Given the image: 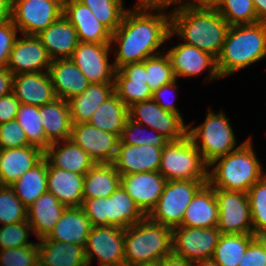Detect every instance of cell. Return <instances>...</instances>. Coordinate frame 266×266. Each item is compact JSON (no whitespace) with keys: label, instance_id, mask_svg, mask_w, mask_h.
Here are the masks:
<instances>
[{"label":"cell","instance_id":"6da1fadb","mask_svg":"<svg viewBox=\"0 0 266 266\" xmlns=\"http://www.w3.org/2000/svg\"><path fill=\"white\" fill-rule=\"evenodd\" d=\"M166 9L165 7L126 9L120 26L112 33L110 42L111 45L116 44V49H112L117 52L113 62L116 70L125 64L142 62L151 56L163 53L158 52L159 48L174 35L170 31V11L163 12Z\"/></svg>","mask_w":266,"mask_h":266},{"label":"cell","instance_id":"7a4b0ae2","mask_svg":"<svg viewBox=\"0 0 266 266\" xmlns=\"http://www.w3.org/2000/svg\"><path fill=\"white\" fill-rule=\"evenodd\" d=\"M176 7L170 12V31L183 43L217 58L230 26L227 21L217 10Z\"/></svg>","mask_w":266,"mask_h":266},{"label":"cell","instance_id":"3957f363","mask_svg":"<svg viewBox=\"0 0 266 266\" xmlns=\"http://www.w3.org/2000/svg\"><path fill=\"white\" fill-rule=\"evenodd\" d=\"M266 57V22L230 25L216 58L222 78L249 67Z\"/></svg>","mask_w":266,"mask_h":266},{"label":"cell","instance_id":"277c9868","mask_svg":"<svg viewBox=\"0 0 266 266\" xmlns=\"http://www.w3.org/2000/svg\"><path fill=\"white\" fill-rule=\"evenodd\" d=\"M252 143L251 138L245 140L239 148L208 166V183L213 188L247 193L266 174Z\"/></svg>","mask_w":266,"mask_h":266},{"label":"cell","instance_id":"5b68a950","mask_svg":"<svg viewBox=\"0 0 266 266\" xmlns=\"http://www.w3.org/2000/svg\"><path fill=\"white\" fill-rule=\"evenodd\" d=\"M172 230L152 221L148 216L127 227L124 236L125 266L160 262L171 254Z\"/></svg>","mask_w":266,"mask_h":266},{"label":"cell","instance_id":"8992f818","mask_svg":"<svg viewBox=\"0 0 266 266\" xmlns=\"http://www.w3.org/2000/svg\"><path fill=\"white\" fill-rule=\"evenodd\" d=\"M192 125L193 123L188 124L187 135L197 147L207 166L244 143L236 146L234 131L223 111L216 113L210 108L202 124L197 127Z\"/></svg>","mask_w":266,"mask_h":266},{"label":"cell","instance_id":"52a82bcc","mask_svg":"<svg viewBox=\"0 0 266 266\" xmlns=\"http://www.w3.org/2000/svg\"><path fill=\"white\" fill-rule=\"evenodd\" d=\"M81 208L92 226L126 229L146 217L121 185L107 198L83 199Z\"/></svg>","mask_w":266,"mask_h":266},{"label":"cell","instance_id":"ba28073f","mask_svg":"<svg viewBox=\"0 0 266 266\" xmlns=\"http://www.w3.org/2000/svg\"><path fill=\"white\" fill-rule=\"evenodd\" d=\"M158 172L167 181L208 180V166L188 135L163 148Z\"/></svg>","mask_w":266,"mask_h":266},{"label":"cell","instance_id":"9c48e42d","mask_svg":"<svg viewBox=\"0 0 266 266\" xmlns=\"http://www.w3.org/2000/svg\"><path fill=\"white\" fill-rule=\"evenodd\" d=\"M206 183L208 180L167 181L157 205L148 217L172 229L180 226L193 196Z\"/></svg>","mask_w":266,"mask_h":266},{"label":"cell","instance_id":"30bf717a","mask_svg":"<svg viewBox=\"0 0 266 266\" xmlns=\"http://www.w3.org/2000/svg\"><path fill=\"white\" fill-rule=\"evenodd\" d=\"M63 14V0H12V21L20 34L39 35Z\"/></svg>","mask_w":266,"mask_h":266},{"label":"cell","instance_id":"8fae6325","mask_svg":"<svg viewBox=\"0 0 266 266\" xmlns=\"http://www.w3.org/2000/svg\"><path fill=\"white\" fill-rule=\"evenodd\" d=\"M218 203L217 228L221 234H253L247 193L214 188Z\"/></svg>","mask_w":266,"mask_h":266},{"label":"cell","instance_id":"7c38bea8","mask_svg":"<svg viewBox=\"0 0 266 266\" xmlns=\"http://www.w3.org/2000/svg\"><path fill=\"white\" fill-rule=\"evenodd\" d=\"M124 236V228L92 226L84 248L87 264L97 257L99 266H125Z\"/></svg>","mask_w":266,"mask_h":266},{"label":"cell","instance_id":"4fadbf2b","mask_svg":"<svg viewBox=\"0 0 266 266\" xmlns=\"http://www.w3.org/2000/svg\"><path fill=\"white\" fill-rule=\"evenodd\" d=\"M220 234L217 227H175L172 230V253L191 262L211 259Z\"/></svg>","mask_w":266,"mask_h":266},{"label":"cell","instance_id":"5bb4252c","mask_svg":"<svg viewBox=\"0 0 266 266\" xmlns=\"http://www.w3.org/2000/svg\"><path fill=\"white\" fill-rule=\"evenodd\" d=\"M129 117L164 135L170 141L181 140L187 136L188 125H185L183 117L163 110L153 99L130 106Z\"/></svg>","mask_w":266,"mask_h":266},{"label":"cell","instance_id":"9a60e30c","mask_svg":"<svg viewBox=\"0 0 266 266\" xmlns=\"http://www.w3.org/2000/svg\"><path fill=\"white\" fill-rule=\"evenodd\" d=\"M114 45L79 42L70 59L90 83H114L115 66L109 62Z\"/></svg>","mask_w":266,"mask_h":266},{"label":"cell","instance_id":"2e32d148","mask_svg":"<svg viewBox=\"0 0 266 266\" xmlns=\"http://www.w3.org/2000/svg\"><path fill=\"white\" fill-rule=\"evenodd\" d=\"M70 139L98 163H113L119 144V136L94 127L88 122L73 124Z\"/></svg>","mask_w":266,"mask_h":266},{"label":"cell","instance_id":"e0dca14e","mask_svg":"<svg viewBox=\"0 0 266 266\" xmlns=\"http://www.w3.org/2000/svg\"><path fill=\"white\" fill-rule=\"evenodd\" d=\"M170 59L171 66L175 78L178 77H196L203 71L208 69L206 80L220 79L217 69L216 58L211 54L204 52L195 46L186 43H178V45L170 48L166 53Z\"/></svg>","mask_w":266,"mask_h":266},{"label":"cell","instance_id":"ac0fdd59","mask_svg":"<svg viewBox=\"0 0 266 266\" xmlns=\"http://www.w3.org/2000/svg\"><path fill=\"white\" fill-rule=\"evenodd\" d=\"M51 62L52 59L38 36L21 34L13 45L6 67L13 75L46 72Z\"/></svg>","mask_w":266,"mask_h":266},{"label":"cell","instance_id":"d6986e66","mask_svg":"<svg viewBox=\"0 0 266 266\" xmlns=\"http://www.w3.org/2000/svg\"><path fill=\"white\" fill-rule=\"evenodd\" d=\"M166 182L167 180L158 171L121 176L122 188L146 216L157 205Z\"/></svg>","mask_w":266,"mask_h":266},{"label":"cell","instance_id":"ffe728a7","mask_svg":"<svg viewBox=\"0 0 266 266\" xmlns=\"http://www.w3.org/2000/svg\"><path fill=\"white\" fill-rule=\"evenodd\" d=\"M75 28L79 42L110 44L112 32L78 0H63L62 14Z\"/></svg>","mask_w":266,"mask_h":266},{"label":"cell","instance_id":"44dd1931","mask_svg":"<svg viewBox=\"0 0 266 266\" xmlns=\"http://www.w3.org/2000/svg\"><path fill=\"white\" fill-rule=\"evenodd\" d=\"M114 92L128 108L134 103L152 99L153 92L146 84L145 60L125 64L116 70Z\"/></svg>","mask_w":266,"mask_h":266},{"label":"cell","instance_id":"7402d4cb","mask_svg":"<svg viewBox=\"0 0 266 266\" xmlns=\"http://www.w3.org/2000/svg\"><path fill=\"white\" fill-rule=\"evenodd\" d=\"M163 148L150 145L118 144L113 164L121 176L159 171Z\"/></svg>","mask_w":266,"mask_h":266},{"label":"cell","instance_id":"603a6c76","mask_svg":"<svg viewBox=\"0 0 266 266\" xmlns=\"http://www.w3.org/2000/svg\"><path fill=\"white\" fill-rule=\"evenodd\" d=\"M12 93L20 104L42 106L57 98L48 71L14 75Z\"/></svg>","mask_w":266,"mask_h":266},{"label":"cell","instance_id":"cb8c5ba5","mask_svg":"<svg viewBox=\"0 0 266 266\" xmlns=\"http://www.w3.org/2000/svg\"><path fill=\"white\" fill-rule=\"evenodd\" d=\"M43 158L44 152L32 145L0 149V185L11 186Z\"/></svg>","mask_w":266,"mask_h":266},{"label":"cell","instance_id":"d4e9b609","mask_svg":"<svg viewBox=\"0 0 266 266\" xmlns=\"http://www.w3.org/2000/svg\"><path fill=\"white\" fill-rule=\"evenodd\" d=\"M48 74L57 98L65 101L80 95L91 84L70 58L52 60Z\"/></svg>","mask_w":266,"mask_h":266},{"label":"cell","instance_id":"484cf974","mask_svg":"<svg viewBox=\"0 0 266 266\" xmlns=\"http://www.w3.org/2000/svg\"><path fill=\"white\" fill-rule=\"evenodd\" d=\"M84 175L53 167L47 161V191L66 207H81Z\"/></svg>","mask_w":266,"mask_h":266},{"label":"cell","instance_id":"4316f807","mask_svg":"<svg viewBox=\"0 0 266 266\" xmlns=\"http://www.w3.org/2000/svg\"><path fill=\"white\" fill-rule=\"evenodd\" d=\"M66 208L48 191L27 208V221L38 240L50 235Z\"/></svg>","mask_w":266,"mask_h":266},{"label":"cell","instance_id":"83f0119b","mask_svg":"<svg viewBox=\"0 0 266 266\" xmlns=\"http://www.w3.org/2000/svg\"><path fill=\"white\" fill-rule=\"evenodd\" d=\"M218 213L214 188L206 183L193 196L180 226L191 228L217 227Z\"/></svg>","mask_w":266,"mask_h":266},{"label":"cell","instance_id":"f1b7e54d","mask_svg":"<svg viewBox=\"0 0 266 266\" xmlns=\"http://www.w3.org/2000/svg\"><path fill=\"white\" fill-rule=\"evenodd\" d=\"M37 36L52 60L70 58L79 43L74 26L63 15Z\"/></svg>","mask_w":266,"mask_h":266},{"label":"cell","instance_id":"f546056e","mask_svg":"<svg viewBox=\"0 0 266 266\" xmlns=\"http://www.w3.org/2000/svg\"><path fill=\"white\" fill-rule=\"evenodd\" d=\"M44 158L53 167L80 175H85L95 165L89 155L71 139L51 143L44 151Z\"/></svg>","mask_w":266,"mask_h":266},{"label":"cell","instance_id":"4dcf8cb0","mask_svg":"<svg viewBox=\"0 0 266 266\" xmlns=\"http://www.w3.org/2000/svg\"><path fill=\"white\" fill-rule=\"evenodd\" d=\"M92 224L81 207H67L48 238L85 248Z\"/></svg>","mask_w":266,"mask_h":266},{"label":"cell","instance_id":"1f68e13d","mask_svg":"<svg viewBox=\"0 0 266 266\" xmlns=\"http://www.w3.org/2000/svg\"><path fill=\"white\" fill-rule=\"evenodd\" d=\"M38 242V266H87L85 249L80 245L50 240Z\"/></svg>","mask_w":266,"mask_h":266},{"label":"cell","instance_id":"d6a6232c","mask_svg":"<svg viewBox=\"0 0 266 266\" xmlns=\"http://www.w3.org/2000/svg\"><path fill=\"white\" fill-rule=\"evenodd\" d=\"M114 93V83H91L67 101L72 124L88 122L95 110Z\"/></svg>","mask_w":266,"mask_h":266},{"label":"cell","instance_id":"836d02e7","mask_svg":"<svg viewBox=\"0 0 266 266\" xmlns=\"http://www.w3.org/2000/svg\"><path fill=\"white\" fill-rule=\"evenodd\" d=\"M46 139L50 143L70 139L72 121L67 101L56 98L39 106Z\"/></svg>","mask_w":266,"mask_h":266},{"label":"cell","instance_id":"e575fe53","mask_svg":"<svg viewBox=\"0 0 266 266\" xmlns=\"http://www.w3.org/2000/svg\"><path fill=\"white\" fill-rule=\"evenodd\" d=\"M121 185L113 163L95 164L84 175L83 199L107 198Z\"/></svg>","mask_w":266,"mask_h":266},{"label":"cell","instance_id":"d590c367","mask_svg":"<svg viewBox=\"0 0 266 266\" xmlns=\"http://www.w3.org/2000/svg\"><path fill=\"white\" fill-rule=\"evenodd\" d=\"M128 117L129 108L114 92L95 110L88 123L120 137Z\"/></svg>","mask_w":266,"mask_h":266},{"label":"cell","instance_id":"8d00e7d4","mask_svg":"<svg viewBox=\"0 0 266 266\" xmlns=\"http://www.w3.org/2000/svg\"><path fill=\"white\" fill-rule=\"evenodd\" d=\"M15 195L28 208L47 191V160L43 158L11 185Z\"/></svg>","mask_w":266,"mask_h":266},{"label":"cell","instance_id":"74e56055","mask_svg":"<svg viewBox=\"0 0 266 266\" xmlns=\"http://www.w3.org/2000/svg\"><path fill=\"white\" fill-rule=\"evenodd\" d=\"M254 234H220L212 259L219 266H238Z\"/></svg>","mask_w":266,"mask_h":266},{"label":"cell","instance_id":"f35d334b","mask_svg":"<svg viewBox=\"0 0 266 266\" xmlns=\"http://www.w3.org/2000/svg\"><path fill=\"white\" fill-rule=\"evenodd\" d=\"M16 120L23 128L28 144L44 152L51 143L45 136L39 106L20 104Z\"/></svg>","mask_w":266,"mask_h":266},{"label":"cell","instance_id":"ab89813d","mask_svg":"<svg viewBox=\"0 0 266 266\" xmlns=\"http://www.w3.org/2000/svg\"><path fill=\"white\" fill-rule=\"evenodd\" d=\"M86 5L100 23L112 33L120 26L124 13L123 0H78Z\"/></svg>","mask_w":266,"mask_h":266},{"label":"cell","instance_id":"60d3db41","mask_svg":"<svg viewBox=\"0 0 266 266\" xmlns=\"http://www.w3.org/2000/svg\"><path fill=\"white\" fill-rule=\"evenodd\" d=\"M255 236L266 237V174L247 192Z\"/></svg>","mask_w":266,"mask_h":266},{"label":"cell","instance_id":"b9f144b4","mask_svg":"<svg viewBox=\"0 0 266 266\" xmlns=\"http://www.w3.org/2000/svg\"><path fill=\"white\" fill-rule=\"evenodd\" d=\"M146 126L134 121L130 117L127 118L122 134L119 137V144L129 145H150L154 147H165L169 143V139L157 131L150 129L148 134ZM154 133H153V132ZM156 132V133H155Z\"/></svg>","mask_w":266,"mask_h":266},{"label":"cell","instance_id":"7bdbcfd3","mask_svg":"<svg viewBox=\"0 0 266 266\" xmlns=\"http://www.w3.org/2000/svg\"><path fill=\"white\" fill-rule=\"evenodd\" d=\"M146 84L155 92L176 78L168 55L160 53L145 59Z\"/></svg>","mask_w":266,"mask_h":266},{"label":"cell","instance_id":"ee69618b","mask_svg":"<svg viewBox=\"0 0 266 266\" xmlns=\"http://www.w3.org/2000/svg\"><path fill=\"white\" fill-rule=\"evenodd\" d=\"M218 13L229 25L259 22L253 0H222Z\"/></svg>","mask_w":266,"mask_h":266},{"label":"cell","instance_id":"f6af8a7d","mask_svg":"<svg viewBox=\"0 0 266 266\" xmlns=\"http://www.w3.org/2000/svg\"><path fill=\"white\" fill-rule=\"evenodd\" d=\"M27 220V207L11 186L0 185V223L14 224Z\"/></svg>","mask_w":266,"mask_h":266},{"label":"cell","instance_id":"bcb514c9","mask_svg":"<svg viewBox=\"0 0 266 266\" xmlns=\"http://www.w3.org/2000/svg\"><path fill=\"white\" fill-rule=\"evenodd\" d=\"M29 222L23 221L14 224H6L0 227L1 249L26 247L34 242L29 241V233H32Z\"/></svg>","mask_w":266,"mask_h":266},{"label":"cell","instance_id":"7dc6e473","mask_svg":"<svg viewBox=\"0 0 266 266\" xmlns=\"http://www.w3.org/2000/svg\"><path fill=\"white\" fill-rule=\"evenodd\" d=\"M0 266H38V242L0 250Z\"/></svg>","mask_w":266,"mask_h":266},{"label":"cell","instance_id":"c3c4849f","mask_svg":"<svg viewBox=\"0 0 266 266\" xmlns=\"http://www.w3.org/2000/svg\"><path fill=\"white\" fill-rule=\"evenodd\" d=\"M28 141L17 120L0 124V149L20 148L27 146Z\"/></svg>","mask_w":266,"mask_h":266},{"label":"cell","instance_id":"681fc988","mask_svg":"<svg viewBox=\"0 0 266 266\" xmlns=\"http://www.w3.org/2000/svg\"><path fill=\"white\" fill-rule=\"evenodd\" d=\"M238 266H266V237L256 236L251 241Z\"/></svg>","mask_w":266,"mask_h":266},{"label":"cell","instance_id":"f907efd6","mask_svg":"<svg viewBox=\"0 0 266 266\" xmlns=\"http://www.w3.org/2000/svg\"><path fill=\"white\" fill-rule=\"evenodd\" d=\"M18 29L12 19L0 24V67H6L10 52L17 39Z\"/></svg>","mask_w":266,"mask_h":266},{"label":"cell","instance_id":"816d5d0a","mask_svg":"<svg viewBox=\"0 0 266 266\" xmlns=\"http://www.w3.org/2000/svg\"><path fill=\"white\" fill-rule=\"evenodd\" d=\"M178 88L177 86V79H175L173 82H170L168 84L163 85L160 87L158 90L153 92V97L152 99L165 111L178 114L182 117V114L178 110L179 108L176 106L174 101H166V97L169 94V92H175L176 89ZM171 92V93H172ZM174 97V96H173Z\"/></svg>","mask_w":266,"mask_h":266},{"label":"cell","instance_id":"f5cc1de1","mask_svg":"<svg viewBox=\"0 0 266 266\" xmlns=\"http://www.w3.org/2000/svg\"><path fill=\"white\" fill-rule=\"evenodd\" d=\"M19 106L20 102L13 93L0 97V124L15 120Z\"/></svg>","mask_w":266,"mask_h":266},{"label":"cell","instance_id":"db71d44e","mask_svg":"<svg viewBox=\"0 0 266 266\" xmlns=\"http://www.w3.org/2000/svg\"><path fill=\"white\" fill-rule=\"evenodd\" d=\"M221 2L222 0H177L176 4L195 9L217 10Z\"/></svg>","mask_w":266,"mask_h":266},{"label":"cell","instance_id":"11a10c76","mask_svg":"<svg viewBox=\"0 0 266 266\" xmlns=\"http://www.w3.org/2000/svg\"><path fill=\"white\" fill-rule=\"evenodd\" d=\"M13 73L7 67H0V97L12 93Z\"/></svg>","mask_w":266,"mask_h":266},{"label":"cell","instance_id":"9f6ffc18","mask_svg":"<svg viewBox=\"0 0 266 266\" xmlns=\"http://www.w3.org/2000/svg\"><path fill=\"white\" fill-rule=\"evenodd\" d=\"M160 263L162 266H193V262L186 260L184 257L177 256L173 253L164 257Z\"/></svg>","mask_w":266,"mask_h":266},{"label":"cell","instance_id":"6f0895ef","mask_svg":"<svg viewBox=\"0 0 266 266\" xmlns=\"http://www.w3.org/2000/svg\"><path fill=\"white\" fill-rule=\"evenodd\" d=\"M177 0H137L135 7H165L175 5Z\"/></svg>","mask_w":266,"mask_h":266},{"label":"cell","instance_id":"680465c9","mask_svg":"<svg viewBox=\"0 0 266 266\" xmlns=\"http://www.w3.org/2000/svg\"><path fill=\"white\" fill-rule=\"evenodd\" d=\"M12 17V0H0V24L10 21Z\"/></svg>","mask_w":266,"mask_h":266},{"label":"cell","instance_id":"91938a15","mask_svg":"<svg viewBox=\"0 0 266 266\" xmlns=\"http://www.w3.org/2000/svg\"><path fill=\"white\" fill-rule=\"evenodd\" d=\"M253 4L260 21L266 22V0H253Z\"/></svg>","mask_w":266,"mask_h":266},{"label":"cell","instance_id":"94428289","mask_svg":"<svg viewBox=\"0 0 266 266\" xmlns=\"http://www.w3.org/2000/svg\"><path fill=\"white\" fill-rule=\"evenodd\" d=\"M193 266H219L212 258L193 262Z\"/></svg>","mask_w":266,"mask_h":266},{"label":"cell","instance_id":"6125c7cd","mask_svg":"<svg viewBox=\"0 0 266 266\" xmlns=\"http://www.w3.org/2000/svg\"><path fill=\"white\" fill-rule=\"evenodd\" d=\"M141 266H162V264L160 262H155V263H149V264L141 265Z\"/></svg>","mask_w":266,"mask_h":266}]
</instances>
